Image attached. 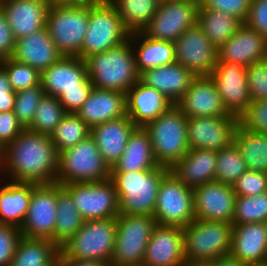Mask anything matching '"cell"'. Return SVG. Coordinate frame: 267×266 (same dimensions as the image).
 Wrapping results in <instances>:
<instances>
[{"mask_svg":"<svg viewBox=\"0 0 267 266\" xmlns=\"http://www.w3.org/2000/svg\"><path fill=\"white\" fill-rule=\"evenodd\" d=\"M5 180L35 184L55 183L59 153L50 135L25 128L0 154Z\"/></svg>","mask_w":267,"mask_h":266,"instance_id":"cell-1","label":"cell"},{"mask_svg":"<svg viewBox=\"0 0 267 266\" xmlns=\"http://www.w3.org/2000/svg\"><path fill=\"white\" fill-rule=\"evenodd\" d=\"M93 86L126 93L139 81L130 37L121 44L85 59Z\"/></svg>","mask_w":267,"mask_h":266,"instance_id":"cell-2","label":"cell"},{"mask_svg":"<svg viewBox=\"0 0 267 266\" xmlns=\"http://www.w3.org/2000/svg\"><path fill=\"white\" fill-rule=\"evenodd\" d=\"M168 172L169 169L162 166L136 172H111L120 214L153 216L159 184Z\"/></svg>","mask_w":267,"mask_h":266,"instance_id":"cell-3","label":"cell"},{"mask_svg":"<svg viewBox=\"0 0 267 266\" xmlns=\"http://www.w3.org/2000/svg\"><path fill=\"white\" fill-rule=\"evenodd\" d=\"M187 120V116L176 105H173L168 111L144 126L159 166L170 169L190 150Z\"/></svg>","mask_w":267,"mask_h":266,"instance_id":"cell-4","label":"cell"},{"mask_svg":"<svg viewBox=\"0 0 267 266\" xmlns=\"http://www.w3.org/2000/svg\"><path fill=\"white\" fill-rule=\"evenodd\" d=\"M117 218L86 220L64 244L60 252L69 259L110 263L114 248Z\"/></svg>","mask_w":267,"mask_h":266,"instance_id":"cell-5","label":"cell"},{"mask_svg":"<svg viewBox=\"0 0 267 266\" xmlns=\"http://www.w3.org/2000/svg\"><path fill=\"white\" fill-rule=\"evenodd\" d=\"M233 224L194 219L183 228L185 260L210 263L231 251Z\"/></svg>","mask_w":267,"mask_h":266,"instance_id":"cell-6","label":"cell"},{"mask_svg":"<svg viewBox=\"0 0 267 266\" xmlns=\"http://www.w3.org/2000/svg\"><path fill=\"white\" fill-rule=\"evenodd\" d=\"M111 168L104 161L91 135L59 153L56 183H88L110 179Z\"/></svg>","mask_w":267,"mask_h":266,"instance_id":"cell-7","label":"cell"},{"mask_svg":"<svg viewBox=\"0 0 267 266\" xmlns=\"http://www.w3.org/2000/svg\"><path fill=\"white\" fill-rule=\"evenodd\" d=\"M92 5L58 6L47 10L46 27L56 48L63 56L82 58V45Z\"/></svg>","mask_w":267,"mask_h":266,"instance_id":"cell-8","label":"cell"},{"mask_svg":"<svg viewBox=\"0 0 267 266\" xmlns=\"http://www.w3.org/2000/svg\"><path fill=\"white\" fill-rule=\"evenodd\" d=\"M156 219L150 215L119 214L111 266H142Z\"/></svg>","mask_w":267,"mask_h":266,"instance_id":"cell-9","label":"cell"},{"mask_svg":"<svg viewBox=\"0 0 267 266\" xmlns=\"http://www.w3.org/2000/svg\"><path fill=\"white\" fill-rule=\"evenodd\" d=\"M117 9L109 2L102 1L89 8V23L82 45V59L102 53L129 38Z\"/></svg>","mask_w":267,"mask_h":266,"instance_id":"cell-10","label":"cell"},{"mask_svg":"<svg viewBox=\"0 0 267 266\" xmlns=\"http://www.w3.org/2000/svg\"><path fill=\"white\" fill-rule=\"evenodd\" d=\"M153 217L159 225L186 227L194 219L193 189L170 171L159 184Z\"/></svg>","mask_w":267,"mask_h":266,"instance_id":"cell-11","label":"cell"},{"mask_svg":"<svg viewBox=\"0 0 267 266\" xmlns=\"http://www.w3.org/2000/svg\"><path fill=\"white\" fill-rule=\"evenodd\" d=\"M62 186L71 194L75 207L85 221L119 216V201L111 179Z\"/></svg>","mask_w":267,"mask_h":266,"instance_id":"cell-12","label":"cell"},{"mask_svg":"<svg viewBox=\"0 0 267 266\" xmlns=\"http://www.w3.org/2000/svg\"><path fill=\"white\" fill-rule=\"evenodd\" d=\"M198 10L199 5L184 0L159 3L157 12L141 32L150 39L175 42L187 29L197 25Z\"/></svg>","mask_w":267,"mask_h":266,"instance_id":"cell-13","label":"cell"},{"mask_svg":"<svg viewBox=\"0 0 267 266\" xmlns=\"http://www.w3.org/2000/svg\"><path fill=\"white\" fill-rule=\"evenodd\" d=\"M56 204L57 183L36 184L32 188L29 207L20 227L21 235L50 239L54 242Z\"/></svg>","mask_w":267,"mask_h":266,"instance_id":"cell-14","label":"cell"},{"mask_svg":"<svg viewBox=\"0 0 267 266\" xmlns=\"http://www.w3.org/2000/svg\"><path fill=\"white\" fill-rule=\"evenodd\" d=\"M174 44L175 62L196 77L210 76L218 61L217 48L197 25L182 33Z\"/></svg>","mask_w":267,"mask_h":266,"instance_id":"cell-15","label":"cell"},{"mask_svg":"<svg viewBox=\"0 0 267 266\" xmlns=\"http://www.w3.org/2000/svg\"><path fill=\"white\" fill-rule=\"evenodd\" d=\"M239 118L233 114L219 117H192L187 120L190 149L218 151L234 142Z\"/></svg>","mask_w":267,"mask_h":266,"instance_id":"cell-16","label":"cell"},{"mask_svg":"<svg viewBox=\"0 0 267 266\" xmlns=\"http://www.w3.org/2000/svg\"><path fill=\"white\" fill-rule=\"evenodd\" d=\"M210 77L216 83L227 111L239 118L252 101L246 67L236 62H217Z\"/></svg>","mask_w":267,"mask_h":266,"instance_id":"cell-17","label":"cell"},{"mask_svg":"<svg viewBox=\"0 0 267 266\" xmlns=\"http://www.w3.org/2000/svg\"><path fill=\"white\" fill-rule=\"evenodd\" d=\"M195 219L232 223L236 194L233 186L217 181L193 189Z\"/></svg>","mask_w":267,"mask_h":266,"instance_id":"cell-18","label":"cell"},{"mask_svg":"<svg viewBox=\"0 0 267 266\" xmlns=\"http://www.w3.org/2000/svg\"><path fill=\"white\" fill-rule=\"evenodd\" d=\"M183 228L157 224L145 250L142 266H183Z\"/></svg>","mask_w":267,"mask_h":266,"instance_id":"cell-19","label":"cell"},{"mask_svg":"<svg viewBox=\"0 0 267 266\" xmlns=\"http://www.w3.org/2000/svg\"><path fill=\"white\" fill-rule=\"evenodd\" d=\"M176 106L187 118L230 115L210 76L195 77Z\"/></svg>","mask_w":267,"mask_h":266,"instance_id":"cell-20","label":"cell"},{"mask_svg":"<svg viewBox=\"0 0 267 266\" xmlns=\"http://www.w3.org/2000/svg\"><path fill=\"white\" fill-rule=\"evenodd\" d=\"M217 52V62H236L247 68L267 59V39L243 23Z\"/></svg>","mask_w":267,"mask_h":266,"instance_id":"cell-21","label":"cell"},{"mask_svg":"<svg viewBox=\"0 0 267 266\" xmlns=\"http://www.w3.org/2000/svg\"><path fill=\"white\" fill-rule=\"evenodd\" d=\"M41 85L46 95L58 96L62 90L81 89L93 85L85 60L78 56H62L41 73Z\"/></svg>","mask_w":267,"mask_h":266,"instance_id":"cell-22","label":"cell"},{"mask_svg":"<svg viewBox=\"0 0 267 266\" xmlns=\"http://www.w3.org/2000/svg\"><path fill=\"white\" fill-rule=\"evenodd\" d=\"M49 0H5L0 3L15 40L46 27Z\"/></svg>","mask_w":267,"mask_h":266,"instance_id":"cell-23","label":"cell"},{"mask_svg":"<svg viewBox=\"0 0 267 266\" xmlns=\"http://www.w3.org/2000/svg\"><path fill=\"white\" fill-rule=\"evenodd\" d=\"M172 106L165 95L140 80L126 92V114L137 127H144Z\"/></svg>","mask_w":267,"mask_h":266,"instance_id":"cell-24","label":"cell"},{"mask_svg":"<svg viewBox=\"0 0 267 266\" xmlns=\"http://www.w3.org/2000/svg\"><path fill=\"white\" fill-rule=\"evenodd\" d=\"M229 255L244 265L267 261V231L265 223L233 224Z\"/></svg>","mask_w":267,"mask_h":266,"instance_id":"cell-25","label":"cell"},{"mask_svg":"<svg viewBox=\"0 0 267 266\" xmlns=\"http://www.w3.org/2000/svg\"><path fill=\"white\" fill-rule=\"evenodd\" d=\"M76 114L91 128L126 116V93L93 88Z\"/></svg>","mask_w":267,"mask_h":266,"instance_id":"cell-26","label":"cell"},{"mask_svg":"<svg viewBox=\"0 0 267 266\" xmlns=\"http://www.w3.org/2000/svg\"><path fill=\"white\" fill-rule=\"evenodd\" d=\"M62 56L50 38L47 27H44L16 40L12 58L42 73Z\"/></svg>","mask_w":267,"mask_h":266,"instance_id":"cell-27","label":"cell"},{"mask_svg":"<svg viewBox=\"0 0 267 266\" xmlns=\"http://www.w3.org/2000/svg\"><path fill=\"white\" fill-rule=\"evenodd\" d=\"M196 76L177 62L149 68L139 75V80L165 95L176 105Z\"/></svg>","mask_w":267,"mask_h":266,"instance_id":"cell-28","label":"cell"},{"mask_svg":"<svg viewBox=\"0 0 267 266\" xmlns=\"http://www.w3.org/2000/svg\"><path fill=\"white\" fill-rule=\"evenodd\" d=\"M216 163L217 151L190 149L169 171L187 187L194 189L215 181Z\"/></svg>","mask_w":267,"mask_h":266,"instance_id":"cell-29","label":"cell"},{"mask_svg":"<svg viewBox=\"0 0 267 266\" xmlns=\"http://www.w3.org/2000/svg\"><path fill=\"white\" fill-rule=\"evenodd\" d=\"M136 127L127 115L91 127L90 135L110 168L122 156L129 136Z\"/></svg>","mask_w":267,"mask_h":266,"instance_id":"cell-30","label":"cell"},{"mask_svg":"<svg viewBox=\"0 0 267 266\" xmlns=\"http://www.w3.org/2000/svg\"><path fill=\"white\" fill-rule=\"evenodd\" d=\"M158 167L147 131L144 127H136L129 136L122 156L111 167V172H136Z\"/></svg>","mask_w":267,"mask_h":266,"instance_id":"cell-31","label":"cell"},{"mask_svg":"<svg viewBox=\"0 0 267 266\" xmlns=\"http://www.w3.org/2000/svg\"><path fill=\"white\" fill-rule=\"evenodd\" d=\"M135 56V65L140 74L146 69L175 62L173 42L150 39L142 32L129 35Z\"/></svg>","mask_w":267,"mask_h":266,"instance_id":"cell-32","label":"cell"},{"mask_svg":"<svg viewBox=\"0 0 267 266\" xmlns=\"http://www.w3.org/2000/svg\"><path fill=\"white\" fill-rule=\"evenodd\" d=\"M5 182L0 190V223L20 228L29 207L32 188L36 184Z\"/></svg>","mask_w":267,"mask_h":266,"instance_id":"cell-33","label":"cell"},{"mask_svg":"<svg viewBox=\"0 0 267 266\" xmlns=\"http://www.w3.org/2000/svg\"><path fill=\"white\" fill-rule=\"evenodd\" d=\"M59 253L60 247L50 239L21 236L8 266H50Z\"/></svg>","mask_w":267,"mask_h":266,"instance_id":"cell-34","label":"cell"},{"mask_svg":"<svg viewBox=\"0 0 267 266\" xmlns=\"http://www.w3.org/2000/svg\"><path fill=\"white\" fill-rule=\"evenodd\" d=\"M197 24L218 49L235 34L243 22L233 15L206 9L200 5Z\"/></svg>","mask_w":267,"mask_h":266,"instance_id":"cell-35","label":"cell"},{"mask_svg":"<svg viewBox=\"0 0 267 266\" xmlns=\"http://www.w3.org/2000/svg\"><path fill=\"white\" fill-rule=\"evenodd\" d=\"M234 143L248 170L267 173V134L246 130L239 123Z\"/></svg>","mask_w":267,"mask_h":266,"instance_id":"cell-36","label":"cell"},{"mask_svg":"<svg viewBox=\"0 0 267 266\" xmlns=\"http://www.w3.org/2000/svg\"><path fill=\"white\" fill-rule=\"evenodd\" d=\"M56 208L54 242L60 247L83 226L85 220L75 207L71 194L59 183Z\"/></svg>","mask_w":267,"mask_h":266,"instance_id":"cell-37","label":"cell"},{"mask_svg":"<svg viewBox=\"0 0 267 266\" xmlns=\"http://www.w3.org/2000/svg\"><path fill=\"white\" fill-rule=\"evenodd\" d=\"M117 9L125 29L130 33L141 32L157 12V0H109Z\"/></svg>","mask_w":267,"mask_h":266,"instance_id":"cell-38","label":"cell"},{"mask_svg":"<svg viewBox=\"0 0 267 266\" xmlns=\"http://www.w3.org/2000/svg\"><path fill=\"white\" fill-rule=\"evenodd\" d=\"M90 133L91 128L76 113H67L51 133L50 138L60 153L74 147Z\"/></svg>","mask_w":267,"mask_h":266,"instance_id":"cell-39","label":"cell"},{"mask_svg":"<svg viewBox=\"0 0 267 266\" xmlns=\"http://www.w3.org/2000/svg\"><path fill=\"white\" fill-rule=\"evenodd\" d=\"M66 114V110L56 96L44 94L39 101L34 119L27 129L51 135Z\"/></svg>","mask_w":267,"mask_h":266,"instance_id":"cell-40","label":"cell"},{"mask_svg":"<svg viewBox=\"0 0 267 266\" xmlns=\"http://www.w3.org/2000/svg\"><path fill=\"white\" fill-rule=\"evenodd\" d=\"M247 170L245 160L234 142L217 151L215 181L233 185Z\"/></svg>","mask_w":267,"mask_h":266,"instance_id":"cell-41","label":"cell"},{"mask_svg":"<svg viewBox=\"0 0 267 266\" xmlns=\"http://www.w3.org/2000/svg\"><path fill=\"white\" fill-rule=\"evenodd\" d=\"M267 221V192L255 196H236L232 224Z\"/></svg>","mask_w":267,"mask_h":266,"instance_id":"cell-42","label":"cell"},{"mask_svg":"<svg viewBox=\"0 0 267 266\" xmlns=\"http://www.w3.org/2000/svg\"><path fill=\"white\" fill-rule=\"evenodd\" d=\"M0 65L6 70L14 92L41 84V73L38 70L12 57L0 60Z\"/></svg>","mask_w":267,"mask_h":266,"instance_id":"cell-43","label":"cell"},{"mask_svg":"<svg viewBox=\"0 0 267 266\" xmlns=\"http://www.w3.org/2000/svg\"><path fill=\"white\" fill-rule=\"evenodd\" d=\"M44 94L41 84L16 92L13 112L24 128L34 119L37 106Z\"/></svg>","mask_w":267,"mask_h":266,"instance_id":"cell-44","label":"cell"},{"mask_svg":"<svg viewBox=\"0 0 267 266\" xmlns=\"http://www.w3.org/2000/svg\"><path fill=\"white\" fill-rule=\"evenodd\" d=\"M239 123L246 130L267 134V99L251 101Z\"/></svg>","mask_w":267,"mask_h":266,"instance_id":"cell-45","label":"cell"},{"mask_svg":"<svg viewBox=\"0 0 267 266\" xmlns=\"http://www.w3.org/2000/svg\"><path fill=\"white\" fill-rule=\"evenodd\" d=\"M236 196H255L267 192V173L247 170L232 185Z\"/></svg>","mask_w":267,"mask_h":266,"instance_id":"cell-46","label":"cell"},{"mask_svg":"<svg viewBox=\"0 0 267 266\" xmlns=\"http://www.w3.org/2000/svg\"><path fill=\"white\" fill-rule=\"evenodd\" d=\"M246 74L252 101L267 99V59L248 66Z\"/></svg>","mask_w":267,"mask_h":266,"instance_id":"cell-47","label":"cell"},{"mask_svg":"<svg viewBox=\"0 0 267 266\" xmlns=\"http://www.w3.org/2000/svg\"><path fill=\"white\" fill-rule=\"evenodd\" d=\"M21 236L20 228L0 223V266L10 264Z\"/></svg>","mask_w":267,"mask_h":266,"instance_id":"cell-48","label":"cell"},{"mask_svg":"<svg viewBox=\"0 0 267 266\" xmlns=\"http://www.w3.org/2000/svg\"><path fill=\"white\" fill-rule=\"evenodd\" d=\"M252 0H203L201 6L206 9L216 10L233 15L245 22Z\"/></svg>","mask_w":267,"mask_h":266,"instance_id":"cell-49","label":"cell"},{"mask_svg":"<svg viewBox=\"0 0 267 266\" xmlns=\"http://www.w3.org/2000/svg\"><path fill=\"white\" fill-rule=\"evenodd\" d=\"M24 129L13 111L0 112V154Z\"/></svg>","mask_w":267,"mask_h":266,"instance_id":"cell-50","label":"cell"},{"mask_svg":"<svg viewBox=\"0 0 267 266\" xmlns=\"http://www.w3.org/2000/svg\"><path fill=\"white\" fill-rule=\"evenodd\" d=\"M93 85H81V89L62 90L57 96L67 113H76L88 99Z\"/></svg>","mask_w":267,"mask_h":266,"instance_id":"cell-51","label":"cell"},{"mask_svg":"<svg viewBox=\"0 0 267 266\" xmlns=\"http://www.w3.org/2000/svg\"><path fill=\"white\" fill-rule=\"evenodd\" d=\"M244 23L267 39V0H252Z\"/></svg>","mask_w":267,"mask_h":266,"instance_id":"cell-52","label":"cell"},{"mask_svg":"<svg viewBox=\"0 0 267 266\" xmlns=\"http://www.w3.org/2000/svg\"><path fill=\"white\" fill-rule=\"evenodd\" d=\"M15 42L16 40L14 39L6 16L0 8V60L12 57Z\"/></svg>","mask_w":267,"mask_h":266,"instance_id":"cell-53","label":"cell"},{"mask_svg":"<svg viewBox=\"0 0 267 266\" xmlns=\"http://www.w3.org/2000/svg\"><path fill=\"white\" fill-rule=\"evenodd\" d=\"M16 92L12 89L6 70L0 65V112L14 110Z\"/></svg>","mask_w":267,"mask_h":266,"instance_id":"cell-54","label":"cell"},{"mask_svg":"<svg viewBox=\"0 0 267 266\" xmlns=\"http://www.w3.org/2000/svg\"><path fill=\"white\" fill-rule=\"evenodd\" d=\"M58 259L65 266H111V264L108 262H101V261H96V260L69 259L65 257L61 252L59 253Z\"/></svg>","mask_w":267,"mask_h":266,"instance_id":"cell-55","label":"cell"},{"mask_svg":"<svg viewBox=\"0 0 267 266\" xmlns=\"http://www.w3.org/2000/svg\"><path fill=\"white\" fill-rule=\"evenodd\" d=\"M105 0H49L51 5L58 6H79V5H95Z\"/></svg>","mask_w":267,"mask_h":266,"instance_id":"cell-56","label":"cell"},{"mask_svg":"<svg viewBox=\"0 0 267 266\" xmlns=\"http://www.w3.org/2000/svg\"><path fill=\"white\" fill-rule=\"evenodd\" d=\"M210 266H246V265L228 255L217 258L215 261L210 262Z\"/></svg>","mask_w":267,"mask_h":266,"instance_id":"cell-57","label":"cell"},{"mask_svg":"<svg viewBox=\"0 0 267 266\" xmlns=\"http://www.w3.org/2000/svg\"><path fill=\"white\" fill-rule=\"evenodd\" d=\"M183 266H210V263L185 261Z\"/></svg>","mask_w":267,"mask_h":266,"instance_id":"cell-58","label":"cell"},{"mask_svg":"<svg viewBox=\"0 0 267 266\" xmlns=\"http://www.w3.org/2000/svg\"><path fill=\"white\" fill-rule=\"evenodd\" d=\"M50 266H65L59 259H56Z\"/></svg>","mask_w":267,"mask_h":266,"instance_id":"cell-59","label":"cell"},{"mask_svg":"<svg viewBox=\"0 0 267 266\" xmlns=\"http://www.w3.org/2000/svg\"><path fill=\"white\" fill-rule=\"evenodd\" d=\"M184 1H189V2H193V3H195V4H197V5H201L202 4V1L203 0H184Z\"/></svg>","mask_w":267,"mask_h":266,"instance_id":"cell-60","label":"cell"},{"mask_svg":"<svg viewBox=\"0 0 267 266\" xmlns=\"http://www.w3.org/2000/svg\"><path fill=\"white\" fill-rule=\"evenodd\" d=\"M247 266H267V261L262 262V263L251 264V265H247Z\"/></svg>","mask_w":267,"mask_h":266,"instance_id":"cell-61","label":"cell"},{"mask_svg":"<svg viewBox=\"0 0 267 266\" xmlns=\"http://www.w3.org/2000/svg\"><path fill=\"white\" fill-rule=\"evenodd\" d=\"M0 175H4L1 168H0ZM0 178H1V176H0ZM0 183H1V185H0V190H1V188L4 186V183L3 182H0ZM2 183H3V185H2Z\"/></svg>","mask_w":267,"mask_h":266,"instance_id":"cell-62","label":"cell"},{"mask_svg":"<svg viewBox=\"0 0 267 266\" xmlns=\"http://www.w3.org/2000/svg\"><path fill=\"white\" fill-rule=\"evenodd\" d=\"M159 3H162V2H167V1H171V0H157Z\"/></svg>","mask_w":267,"mask_h":266,"instance_id":"cell-63","label":"cell"}]
</instances>
